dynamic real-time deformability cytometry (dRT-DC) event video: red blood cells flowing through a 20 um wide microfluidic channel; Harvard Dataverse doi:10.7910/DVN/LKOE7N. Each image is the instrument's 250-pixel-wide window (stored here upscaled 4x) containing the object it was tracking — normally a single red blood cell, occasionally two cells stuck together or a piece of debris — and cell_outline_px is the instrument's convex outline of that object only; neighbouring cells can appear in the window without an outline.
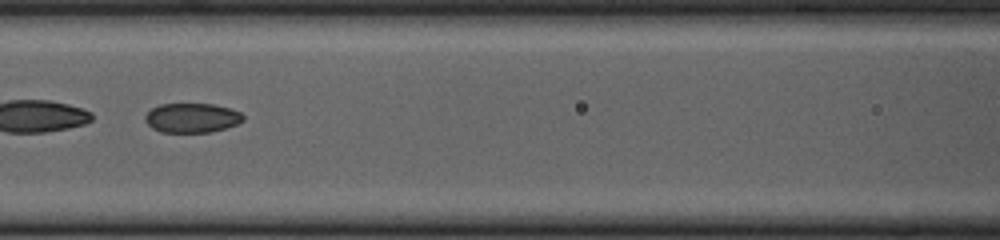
{"species": "common noctule bat (a hibernating species)", "species_latin": "Nyctalus noctula", "temperature_condition": "cold", "stored_images_in_passage": 54, "camera_frame_rate_fps": 3000, "um_per_image_px": 0.085, "animal": {"sex": "female", "body_mass_g": 23.0, "forearm_length_mm": 53.4}, "frame": {"image": 1, "passage_image": 24, "time_ms": 7.667, "image_size_px": [1000, 240], "cell_outline_px": [[244, 120], [236, 124], [224, 128], [208, 132], [160, 132], [152, 128], [144, 120], [144, 116], [152, 108], [160, 104], [212, 104], [228, 108], [240, 112], [244, 116]], "centroid_in_image_um": [16.28, 10.02], "position_along_channel_um": 150.3, "area_um2": 16.7}, "authors_computed_cell_mechanics": {"area_um2": 24.9696, "velocity_mm_per_s": 3.7161, "shape_relaxation_time_tau1_ms": null, "shape_relaxation_time_tau2_ms": 1.6119, "deformation_change_tau1": null, "deformation_change_tau2": 0.0414}}